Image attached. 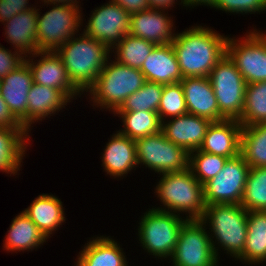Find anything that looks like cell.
Listing matches in <instances>:
<instances>
[{
    "label": "cell",
    "mask_w": 266,
    "mask_h": 266,
    "mask_svg": "<svg viewBox=\"0 0 266 266\" xmlns=\"http://www.w3.org/2000/svg\"><path fill=\"white\" fill-rule=\"evenodd\" d=\"M211 8L234 15L260 14L266 11V0H215Z\"/></svg>",
    "instance_id": "cell-37"
},
{
    "label": "cell",
    "mask_w": 266,
    "mask_h": 266,
    "mask_svg": "<svg viewBox=\"0 0 266 266\" xmlns=\"http://www.w3.org/2000/svg\"><path fill=\"white\" fill-rule=\"evenodd\" d=\"M211 123L205 118L187 113L162 121L161 131L169 141L190 153L200 148Z\"/></svg>",
    "instance_id": "cell-18"
},
{
    "label": "cell",
    "mask_w": 266,
    "mask_h": 266,
    "mask_svg": "<svg viewBox=\"0 0 266 266\" xmlns=\"http://www.w3.org/2000/svg\"><path fill=\"white\" fill-rule=\"evenodd\" d=\"M83 33L104 43L111 50L130 32V14L117 3L97 6L91 11Z\"/></svg>",
    "instance_id": "cell-13"
},
{
    "label": "cell",
    "mask_w": 266,
    "mask_h": 266,
    "mask_svg": "<svg viewBox=\"0 0 266 266\" xmlns=\"http://www.w3.org/2000/svg\"><path fill=\"white\" fill-rule=\"evenodd\" d=\"M158 115L162 121L166 118L187 114V105L181 83L163 85V93L158 107Z\"/></svg>",
    "instance_id": "cell-36"
},
{
    "label": "cell",
    "mask_w": 266,
    "mask_h": 266,
    "mask_svg": "<svg viewBox=\"0 0 266 266\" xmlns=\"http://www.w3.org/2000/svg\"><path fill=\"white\" fill-rule=\"evenodd\" d=\"M27 98V131L29 133L32 130L31 125L59 113L69 105L67 103L71 102L62 91L36 83H33Z\"/></svg>",
    "instance_id": "cell-24"
},
{
    "label": "cell",
    "mask_w": 266,
    "mask_h": 266,
    "mask_svg": "<svg viewBox=\"0 0 266 266\" xmlns=\"http://www.w3.org/2000/svg\"><path fill=\"white\" fill-rule=\"evenodd\" d=\"M37 7L15 14L3 23L6 42L25 57L40 52L37 44Z\"/></svg>",
    "instance_id": "cell-21"
},
{
    "label": "cell",
    "mask_w": 266,
    "mask_h": 266,
    "mask_svg": "<svg viewBox=\"0 0 266 266\" xmlns=\"http://www.w3.org/2000/svg\"><path fill=\"white\" fill-rule=\"evenodd\" d=\"M158 177L160 180L156 183L154 193L162 205L152 208L181 214V217L185 214L187 220H200L206 208L203 185L190 169Z\"/></svg>",
    "instance_id": "cell-4"
},
{
    "label": "cell",
    "mask_w": 266,
    "mask_h": 266,
    "mask_svg": "<svg viewBox=\"0 0 266 266\" xmlns=\"http://www.w3.org/2000/svg\"><path fill=\"white\" fill-rule=\"evenodd\" d=\"M249 171L241 154L228 158L217 176L203 184L205 204H241Z\"/></svg>",
    "instance_id": "cell-12"
},
{
    "label": "cell",
    "mask_w": 266,
    "mask_h": 266,
    "mask_svg": "<svg viewBox=\"0 0 266 266\" xmlns=\"http://www.w3.org/2000/svg\"><path fill=\"white\" fill-rule=\"evenodd\" d=\"M78 36L74 35L55 52L62 60L73 85L85 94L112 56L111 49L104 43L83 32Z\"/></svg>",
    "instance_id": "cell-2"
},
{
    "label": "cell",
    "mask_w": 266,
    "mask_h": 266,
    "mask_svg": "<svg viewBox=\"0 0 266 266\" xmlns=\"http://www.w3.org/2000/svg\"><path fill=\"white\" fill-rule=\"evenodd\" d=\"M187 112L211 122H218L226 118L219 112V106L208 77H185L180 81Z\"/></svg>",
    "instance_id": "cell-17"
},
{
    "label": "cell",
    "mask_w": 266,
    "mask_h": 266,
    "mask_svg": "<svg viewBox=\"0 0 266 266\" xmlns=\"http://www.w3.org/2000/svg\"><path fill=\"white\" fill-rule=\"evenodd\" d=\"M174 20L168 11L147 9L130 14V32L134 37H139L155 45L169 44L174 40Z\"/></svg>",
    "instance_id": "cell-16"
},
{
    "label": "cell",
    "mask_w": 266,
    "mask_h": 266,
    "mask_svg": "<svg viewBox=\"0 0 266 266\" xmlns=\"http://www.w3.org/2000/svg\"><path fill=\"white\" fill-rule=\"evenodd\" d=\"M25 61V56H23L19 51L10 49H5L0 44V80L14 71Z\"/></svg>",
    "instance_id": "cell-38"
},
{
    "label": "cell",
    "mask_w": 266,
    "mask_h": 266,
    "mask_svg": "<svg viewBox=\"0 0 266 266\" xmlns=\"http://www.w3.org/2000/svg\"><path fill=\"white\" fill-rule=\"evenodd\" d=\"M111 236L89 238L77 255L75 266H128L120 244Z\"/></svg>",
    "instance_id": "cell-23"
},
{
    "label": "cell",
    "mask_w": 266,
    "mask_h": 266,
    "mask_svg": "<svg viewBox=\"0 0 266 266\" xmlns=\"http://www.w3.org/2000/svg\"><path fill=\"white\" fill-rule=\"evenodd\" d=\"M140 71L146 81L162 85L179 83L183 79L171 43L156 45L143 62Z\"/></svg>",
    "instance_id": "cell-22"
},
{
    "label": "cell",
    "mask_w": 266,
    "mask_h": 266,
    "mask_svg": "<svg viewBox=\"0 0 266 266\" xmlns=\"http://www.w3.org/2000/svg\"><path fill=\"white\" fill-rule=\"evenodd\" d=\"M208 78L217 99L219 112L226 119L239 120L245 104L246 82L227 54L217 62Z\"/></svg>",
    "instance_id": "cell-9"
},
{
    "label": "cell",
    "mask_w": 266,
    "mask_h": 266,
    "mask_svg": "<svg viewBox=\"0 0 266 266\" xmlns=\"http://www.w3.org/2000/svg\"><path fill=\"white\" fill-rule=\"evenodd\" d=\"M242 125L238 120L212 122L199 150L233 158L240 154Z\"/></svg>",
    "instance_id": "cell-20"
},
{
    "label": "cell",
    "mask_w": 266,
    "mask_h": 266,
    "mask_svg": "<svg viewBox=\"0 0 266 266\" xmlns=\"http://www.w3.org/2000/svg\"><path fill=\"white\" fill-rule=\"evenodd\" d=\"M44 14L37 15V44L40 51H56L84 26L81 4H50ZM40 13V14H39Z\"/></svg>",
    "instance_id": "cell-7"
},
{
    "label": "cell",
    "mask_w": 266,
    "mask_h": 266,
    "mask_svg": "<svg viewBox=\"0 0 266 266\" xmlns=\"http://www.w3.org/2000/svg\"><path fill=\"white\" fill-rule=\"evenodd\" d=\"M156 45L145 39L126 34L111 50L113 60L131 68L141 69L143 62Z\"/></svg>",
    "instance_id": "cell-31"
},
{
    "label": "cell",
    "mask_w": 266,
    "mask_h": 266,
    "mask_svg": "<svg viewBox=\"0 0 266 266\" xmlns=\"http://www.w3.org/2000/svg\"><path fill=\"white\" fill-rule=\"evenodd\" d=\"M40 56V57H39ZM38 58V60L34 58ZM32 58V59H31ZM33 83L62 91L71 101L82 93L73 85L62 60L55 51H40L25 57Z\"/></svg>",
    "instance_id": "cell-14"
},
{
    "label": "cell",
    "mask_w": 266,
    "mask_h": 266,
    "mask_svg": "<svg viewBox=\"0 0 266 266\" xmlns=\"http://www.w3.org/2000/svg\"><path fill=\"white\" fill-rule=\"evenodd\" d=\"M6 234L2 247L12 253L37 250L48 240L23 211L13 218Z\"/></svg>",
    "instance_id": "cell-27"
},
{
    "label": "cell",
    "mask_w": 266,
    "mask_h": 266,
    "mask_svg": "<svg viewBox=\"0 0 266 266\" xmlns=\"http://www.w3.org/2000/svg\"><path fill=\"white\" fill-rule=\"evenodd\" d=\"M227 160V157L209 154L198 149L189 153L188 168L203 185L211 178L217 176Z\"/></svg>",
    "instance_id": "cell-35"
},
{
    "label": "cell",
    "mask_w": 266,
    "mask_h": 266,
    "mask_svg": "<svg viewBox=\"0 0 266 266\" xmlns=\"http://www.w3.org/2000/svg\"><path fill=\"white\" fill-rule=\"evenodd\" d=\"M136 159L140 165L161 174L180 172L188 168L189 153L169 141L162 131L135 140Z\"/></svg>",
    "instance_id": "cell-10"
},
{
    "label": "cell",
    "mask_w": 266,
    "mask_h": 266,
    "mask_svg": "<svg viewBox=\"0 0 266 266\" xmlns=\"http://www.w3.org/2000/svg\"><path fill=\"white\" fill-rule=\"evenodd\" d=\"M172 266H219L207 227L200 220H187L180 229L169 259Z\"/></svg>",
    "instance_id": "cell-11"
},
{
    "label": "cell",
    "mask_w": 266,
    "mask_h": 266,
    "mask_svg": "<svg viewBox=\"0 0 266 266\" xmlns=\"http://www.w3.org/2000/svg\"><path fill=\"white\" fill-rule=\"evenodd\" d=\"M240 154L250 168L266 167V123L242 126Z\"/></svg>",
    "instance_id": "cell-29"
},
{
    "label": "cell",
    "mask_w": 266,
    "mask_h": 266,
    "mask_svg": "<svg viewBox=\"0 0 266 266\" xmlns=\"http://www.w3.org/2000/svg\"><path fill=\"white\" fill-rule=\"evenodd\" d=\"M249 31L241 38L228 36L226 42V54L246 84L266 81V33L256 28Z\"/></svg>",
    "instance_id": "cell-8"
},
{
    "label": "cell",
    "mask_w": 266,
    "mask_h": 266,
    "mask_svg": "<svg viewBox=\"0 0 266 266\" xmlns=\"http://www.w3.org/2000/svg\"><path fill=\"white\" fill-rule=\"evenodd\" d=\"M238 260L251 266L266 263V211H248L246 244Z\"/></svg>",
    "instance_id": "cell-28"
},
{
    "label": "cell",
    "mask_w": 266,
    "mask_h": 266,
    "mask_svg": "<svg viewBox=\"0 0 266 266\" xmlns=\"http://www.w3.org/2000/svg\"><path fill=\"white\" fill-rule=\"evenodd\" d=\"M148 209L137 226L138 243L149 255L169 260L177 244L180 229L187 219L176 213Z\"/></svg>",
    "instance_id": "cell-6"
},
{
    "label": "cell",
    "mask_w": 266,
    "mask_h": 266,
    "mask_svg": "<svg viewBox=\"0 0 266 266\" xmlns=\"http://www.w3.org/2000/svg\"><path fill=\"white\" fill-rule=\"evenodd\" d=\"M177 1V0H176ZM175 0H148V4L151 9L168 11V9H172L177 2L180 5L184 6L183 0H179L176 2Z\"/></svg>",
    "instance_id": "cell-42"
},
{
    "label": "cell",
    "mask_w": 266,
    "mask_h": 266,
    "mask_svg": "<svg viewBox=\"0 0 266 266\" xmlns=\"http://www.w3.org/2000/svg\"><path fill=\"white\" fill-rule=\"evenodd\" d=\"M205 25H196L175 33L171 42L182 77H208L226 54L228 36Z\"/></svg>",
    "instance_id": "cell-1"
},
{
    "label": "cell",
    "mask_w": 266,
    "mask_h": 266,
    "mask_svg": "<svg viewBox=\"0 0 266 266\" xmlns=\"http://www.w3.org/2000/svg\"><path fill=\"white\" fill-rule=\"evenodd\" d=\"M242 126L266 123V81L246 84Z\"/></svg>",
    "instance_id": "cell-32"
},
{
    "label": "cell",
    "mask_w": 266,
    "mask_h": 266,
    "mask_svg": "<svg viewBox=\"0 0 266 266\" xmlns=\"http://www.w3.org/2000/svg\"><path fill=\"white\" fill-rule=\"evenodd\" d=\"M247 217L248 211L241 204L206 205L200 221L210 231L211 244L218 260L219 249L234 260L243 253L247 237Z\"/></svg>",
    "instance_id": "cell-3"
},
{
    "label": "cell",
    "mask_w": 266,
    "mask_h": 266,
    "mask_svg": "<svg viewBox=\"0 0 266 266\" xmlns=\"http://www.w3.org/2000/svg\"><path fill=\"white\" fill-rule=\"evenodd\" d=\"M114 3L120 5L129 14L137 13L142 10L150 9L148 0H112Z\"/></svg>",
    "instance_id": "cell-41"
},
{
    "label": "cell",
    "mask_w": 266,
    "mask_h": 266,
    "mask_svg": "<svg viewBox=\"0 0 266 266\" xmlns=\"http://www.w3.org/2000/svg\"><path fill=\"white\" fill-rule=\"evenodd\" d=\"M0 127L10 129H25L11 114L8 105L0 95Z\"/></svg>",
    "instance_id": "cell-40"
},
{
    "label": "cell",
    "mask_w": 266,
    "mask_h": 266,
    "mask_svg": "<svg viewBox=\"0 0 266 266\" xmlns=\"http://www.w3.org/2000/svg\"><path fill=\"white\" fill-rule=\"evenodd\" d=\"M63 202L53 194L38 195L26 209L22 210L49 239L66 221ZM59 227V228H58Z\"/></svg>",
    "instance_id": "cell-25"
},
{
    "label": "cell",
    "mask_w": 266,
    "mask_h": 266,
    "mask_svg": "<svg viewBox=\"0 0 266 266\" xmlns=\"http://www.w3.org/2000/svg\"><path fill=\"white\" fill-rule=\"evenodd\" d=\"M33 85L30 67L24 61L0 81V95L13 117L27 130V105L29 90Z\"/></svg>",
    "instance_id": "cell-15"
},
{
    "label": "cell",
    "mask_w": 266,
    "mask_h": 266,
    "mask_svg": "<svg viewBox=\"0 0 266 266\" xmlns=\"http://www.w3.org/2000/svg\"><path fill=\"white\" fill-rule=\"evenodd\" d=\"M26 129H10L0 127V171L15 176L23 164V160L31 143ZM28 142V143H27ZM27 147V148H26ZM18 173V174H17Z\"/></svg>",
    "instance_id": "cell-26"
},
{
    "label": "cell",
    "mask_w": 266,
    "mask_h": 266,
    "mask_svg": "<svg viewBox=\"0 0 266 266\" xmlns=\"http://www.w3.org/2000/svg\"><path fill=\"white\" fill-rule=\"evenodd\" d=\"M114 115H119L118 117H120L123 123V128L118 131L132 140L144 138L161 131L162 122L157 112H115Z\"/></svg>",
    "instance_id": "cell-30"
},
{
    "label": "cell",
    "mask_w": 266,
    "mask_h": 266,
    "mask_svg": "<svg viewBox=\"0 0 266 266\" xmlns=\"http://www.w3.org/2000/svg\"><path fill=\"white\" fill-rule=\"evenodd\" d=\"M241 205L247 211H266V167L250 168Z\"/></svg>",
    "instance_id": "cell-33"
},
{
    "label": "cell",
    "mask_w": 266,
    "mask_h": 266,
    "mask_svg": "<svg viewBox=\"0 0 266 266\" xmlns=\"http://www.w3.org/2000/svg\"><path fill=\"white\" fill-rule=\"evenodd\" d=\"M29 0H0V23H5L9 19H12L15 14L33 9Z\"/></svg>",
    "instance_id": "cell-39"
},
{
    "label": "cell",
    "mask_w": 266,
    "mask_h": 266,
    "mask_svg": "<svg viewBox=\"0 0 266 266\" xmlns=\"http://www.w3.org/2000/svg\"><path fill=\"white\" fill-rule=\"evenodd\" d=\"M146 82L140 69L108 59L95 83L86 91L92 106L109 110L113 114L121 107L125 99L139 90Z\"/></svg>",
    "instance_id": "cell-5"
},
{
    "label": "cell",
    "mask_w": 266,
    "mask_h": 266,
    "mask_svg": "<svg viewBox=\"0 0 266 266\" xmlns=\"http://www.w3.org/2000/svg\"><path fill=\"white\" fill-rule=\"evenodd\" d=\"M163 85L146 81L144 85L128 96L116 112L150 111L158 112Z\"/></svg>",
    "instance_id": "cell-34"
},
{
    "label": "cell",
    "mask_w": 266,
    "mask_h": 266,
    "mask_svg": "<svg viewBox=\"0 0 266 266\" xmlns=\"http://www.w3.org/2000/svg\"><path fill=\"white\" fill-rule=\"evenodd\" d=\"M41 2L44 3L42 4V6L45 5L46 8L48 7V5L50 6V4H79L77 0H41Z\"/></svg>",
    "instance_id": "cell-44"
},
{
    "label": "cell",
    "mask_w": 266,
    "mask_h": 266,
    "mask_svg": "<svg viewBox=\"0 0 266 266\" xmlns=\"http://www.w3.org/2000/svg\"><path fill=\"white\" fill-rule=\"evenodd\" d=\"M110 137L103 149L102 157H100L101 166L110 177L123 179L138 167L135 140L121 134L119 131H116Z\"/></svg>",
    "instance_id": "cell-19"
},
{
    "label": "cell",
    "mask_w": 266,
    "mask_h": 266,
    "mask_svg": "<svg viewBox=\"0 0 266 266\" xmlns=\"http://www.w3.org/2000/svg\"><path fill=\"white\" fill-rule=\"evenodd\" d=\"M215 0H183L184 7L194 8L196 6H211L214 4Z\"/></svg>",
    "instance_id": "cell-43"
}]
</instances>
